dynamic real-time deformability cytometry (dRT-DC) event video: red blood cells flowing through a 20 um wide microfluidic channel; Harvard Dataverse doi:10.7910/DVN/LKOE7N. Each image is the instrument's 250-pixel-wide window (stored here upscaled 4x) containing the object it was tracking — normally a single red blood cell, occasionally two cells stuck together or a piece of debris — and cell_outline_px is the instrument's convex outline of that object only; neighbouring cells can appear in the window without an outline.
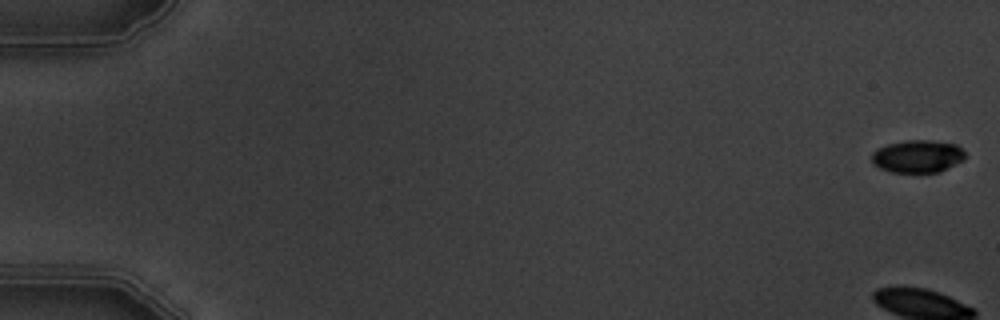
{"species": "common noctule bat (a hibernating species)", "species_latin": "Nyctalus noctula", "temperature_condition": "warm", "stored_images_in_passage": 12, "camera_frame_rate_fps": 3000, "um_per_image_px": 0.085, "animal": {"sex": "male", "body_mass_g": 19.5, "forearm_length_mm": 54.6}, "frame": {"image": 1, "passage_image": 1, "time_ms": 0.0, "image_size_px": [1000, 320], "cell_outline_px": [[964, 160], [940, 172], [892, 172], [880, 168], [872, 164], [872, 152], [876, 148], [888, 144], [904, 140], [932, 140], [956, 144], [964, 152]], "centroid_in_image_um": [77.98, 13.28], "position_along_channel_um": 7.0, "area_um2": 17.86}}
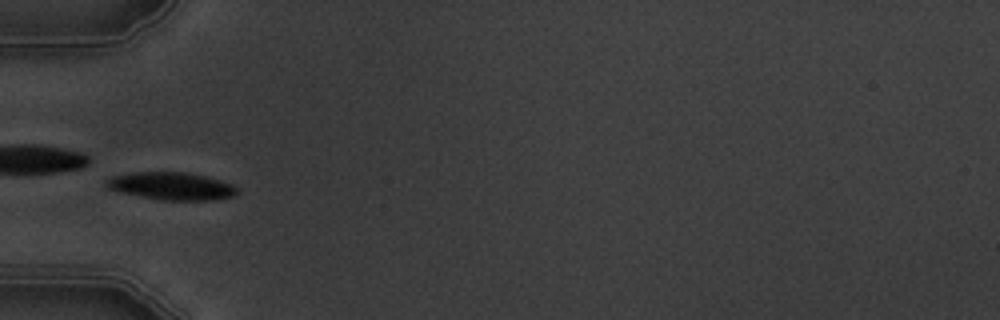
{"frame": {"image": 2, "passage_image": 6, "time_ms": 6.667, "image_size_px": [1000, 320], "cell_outline_px": [[240, 192], [232, 196], [216, 200], [160, 200], [120, 192], [108, 188], [104, 184], [112, 176], [132, 172], [184, 172], [204, 176], [220, 180], [232, 184]], "centroid_in_image_um": [14.58, 15.82], "position_along_channel_um": 70.4, "area_um2": 20.98}}